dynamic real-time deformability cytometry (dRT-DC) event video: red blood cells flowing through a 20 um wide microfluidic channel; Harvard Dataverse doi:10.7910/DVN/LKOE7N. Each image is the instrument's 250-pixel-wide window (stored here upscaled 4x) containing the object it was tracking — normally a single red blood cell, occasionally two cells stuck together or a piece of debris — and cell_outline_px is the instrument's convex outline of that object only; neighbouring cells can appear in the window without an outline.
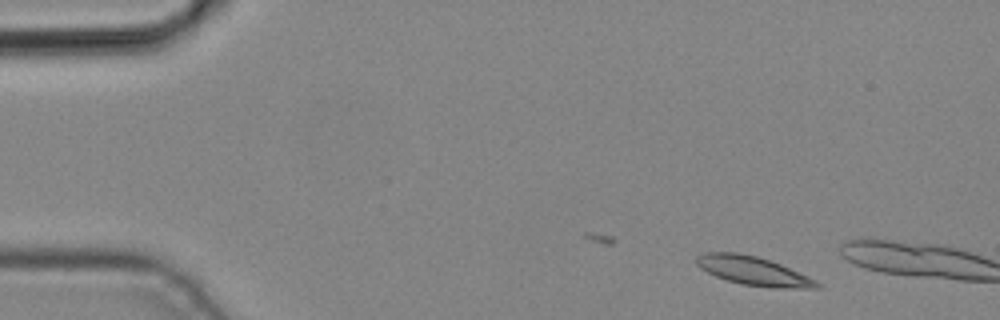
{"species": "common noctule bat (a hibernating species)", "species_latin": "Nyctalus noctula", "temperature_condition": "cold", "stored_images_in_passage": 2, "camera_frame_rate_fps": 3000, "um_per_image_px": 0.085, "animal": {"sex": "male", "body_mass_g": 19.2, "forearm_length_mm": 51.8}, "frame": {"image": 1, "passage_image": 2, "time_ms": 0.333, "image_size_px": [1000, 320], "cell_outline_px": [[820, 288], [772, 288], [740, 284], [716, 276], [700, 268], [696, 264], [696, 256], [704, 252], [736, 252], [756, 256], [780, 264], [808, 276], [816, 280], [820, 284]], "centroid_in_image_um": [64.02, 23.03], "position_along_channel_um": 21.0, "area_um2": 20.11}}